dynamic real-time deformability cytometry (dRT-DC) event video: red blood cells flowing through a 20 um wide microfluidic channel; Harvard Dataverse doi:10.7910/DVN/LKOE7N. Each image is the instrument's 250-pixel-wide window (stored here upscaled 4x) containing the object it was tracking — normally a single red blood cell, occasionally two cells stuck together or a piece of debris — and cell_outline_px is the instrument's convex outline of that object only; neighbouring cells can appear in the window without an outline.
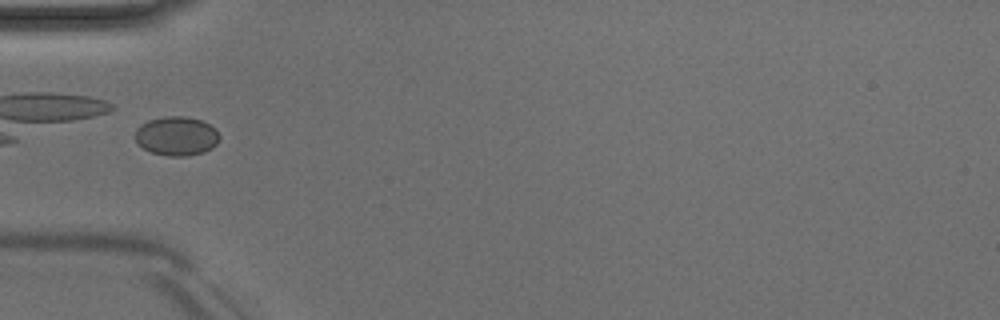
{"species": "Egyptian fruit bat (a non-hibernating species)", "species_latin": "Rousettus aegyptiacus", "temperature_condition": "room temperature", "stored_images_in_passage": 28, "camera_frame_rate_fps": 3000, "um_per_image_px": 0.085, "animal": {"sex": "male"}, "frame": {"image": 1, "passage_image": 1, "time_ms": 0.0, "image_size_px": [1000, 320], "cell_outline_px": [[220, 136], [216, 144], [212, 148], [204, 152], [188, 156], [168, 156], [152, 152], [136, 144], [136, 128], [140, 124], [148, 120], [168, 116], [184, 116], [200, 120], [216, 128]], "centroid_in_image_um": [15.01, 11.56], "position_along_channel_um": 70.0, "area_um2": 19.25}, "authors_computed_cell_mechanics": {"area_um2": 22.3397, "velocity_mm_per_s": 4.0508, "shape_relaxation_time_tau1_ms": null, "shape_relaxation_time_tau2_ms": 2.1635, "deformation_change_tau1": null, "deformation_change_tau2": 0.1409}}